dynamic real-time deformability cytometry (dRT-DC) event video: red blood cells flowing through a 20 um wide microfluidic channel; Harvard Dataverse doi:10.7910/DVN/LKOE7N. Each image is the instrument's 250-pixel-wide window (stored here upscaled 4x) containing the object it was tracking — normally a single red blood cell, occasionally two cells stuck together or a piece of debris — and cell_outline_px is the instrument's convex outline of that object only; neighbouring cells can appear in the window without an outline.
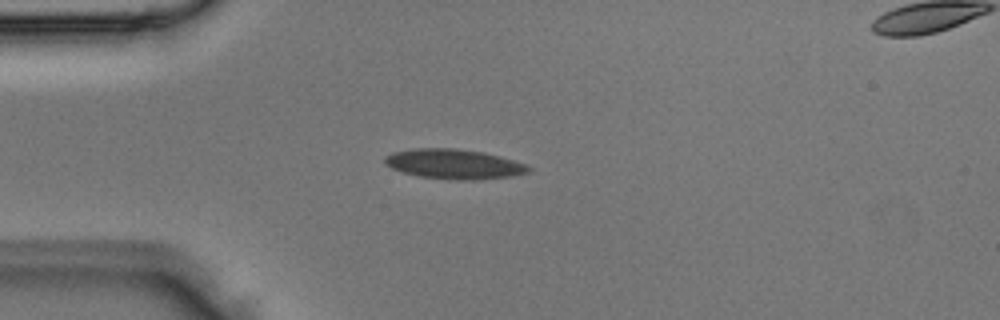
{"species": "Egyptian fruit bat (a non-hibernating species)", "species_latin": "Rousettus aegyptiacus", "temperature_condition": "room temperature", "stored_images_in_passage": 3, "segment_of_instrument_passage": [1, 2], "camera_frame_rate_fps": 3000, "um_per_image_px": 0.085, "animal": {"sex": "male"}, "frame": {"image": 1, "passage_image": 2, "time_ms": 0.333, "image_size_px": [1000, 320], "cell_outline_px": [[532, 168], [528, 172], [512, 176], [472, 180], [456, 180], [420, 176], [404, 172], [392, 168], [384, 164], [384, 156], [392, 152], [412, 148], [456, 148], [484, 152], [500, 156], [528, 164]], "centroid_in_image_um": [38.59, 13.93], "position_along_channel_um": 46.4, "area_um2": 25.09}}